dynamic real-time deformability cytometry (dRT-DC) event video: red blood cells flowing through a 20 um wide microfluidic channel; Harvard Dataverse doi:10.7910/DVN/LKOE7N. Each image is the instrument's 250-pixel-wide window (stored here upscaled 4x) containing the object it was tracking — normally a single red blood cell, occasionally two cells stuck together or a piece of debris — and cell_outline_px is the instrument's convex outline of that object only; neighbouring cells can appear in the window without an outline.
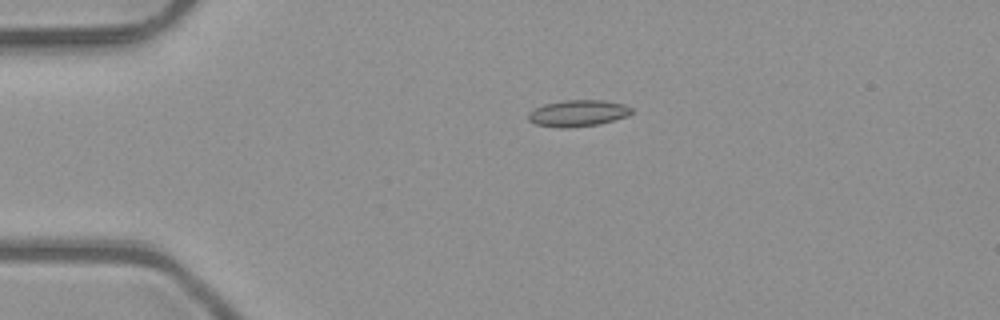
{"species": "common noctule bat (a hibernating species)", "species_latin": "Nyctalus noctula", "temperature_condition": "room temperature", "stored_images_in_passage": 2, "camera_frame_rate_fps": 3000, "um_per_image_px": 0.085, "animal": {"sex": "male", "body_mass_g": 23.1, "forearm_length_mm": 52.7}, "frame": {"image": 1, "passage_image": 1, "time_ms": 0.0, "image_size_px": [1000, 320], "cell_outline_px": [[632, 112], [628, 116], [600, 124], [568, 128], [556, 128], [536, 124], [528, 120], [528, 112], [544, 104], [564, 100], [604, 100], [624, 104], [632, 108]], "centroid_in_image_um": [49.13, 9.63], "position_along_channel_um": 35.9, "area_um2": 16.07}}